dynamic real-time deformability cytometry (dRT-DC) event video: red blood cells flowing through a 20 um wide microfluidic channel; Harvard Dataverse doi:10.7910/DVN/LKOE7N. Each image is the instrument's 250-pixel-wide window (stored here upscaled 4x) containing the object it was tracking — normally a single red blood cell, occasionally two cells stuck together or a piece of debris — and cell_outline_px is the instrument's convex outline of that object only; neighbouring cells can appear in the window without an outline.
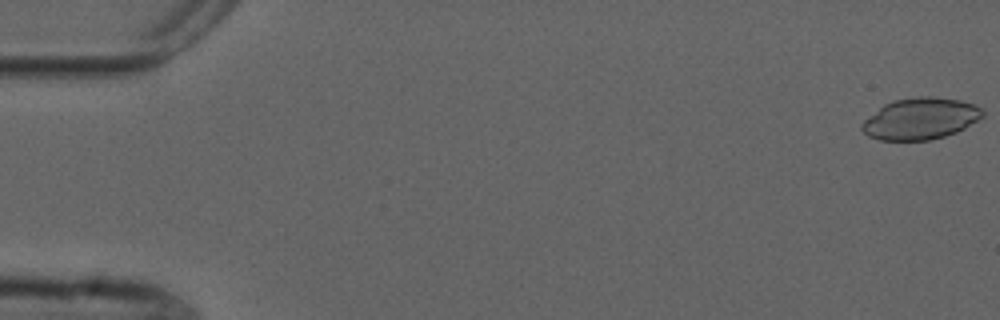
{"species": "common noctule bat (a hibernating species)", "species_latin": "Nyctalus noctula", "temperature_condition": "cold", "stored_images_in_passage": 21, "camera_frame_rate_fps": 3000, "um_per_image_px": 0.085, "animal": {"sex": "male", "forearm_length_mm": 52.5}, "frame": {"image": 1, "passage_image": 1, "time_ms": 0.0, "image_size_px": [1000, 320], "cell_outline_px": [[984, 116], [964, 128], [956, 132], [944, 136], [928, 140], [880, 140], [868, 136], [860, 128], [860, 124], [864, 120], [884, 104], [896, 100], [920, 96], [932, 96], [960, 100], [976, 104], [984, 112]], "centroid_in_image_um": [78.24, 10.08], "position_along_channel_um": 6.8, "area_um2": 29.13}}
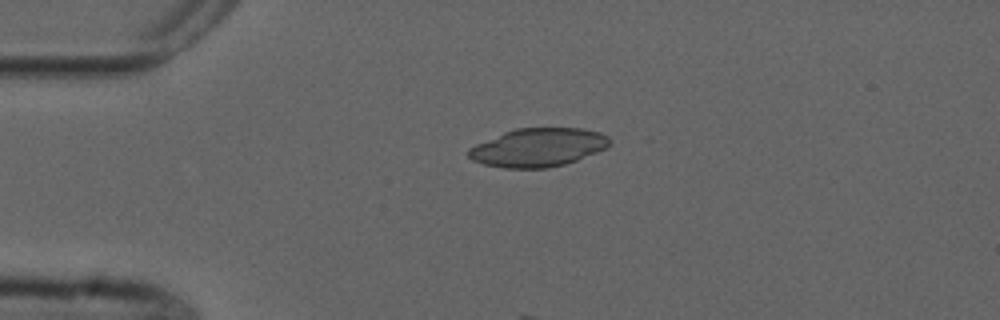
{"frame": {"image": 2, "passage_image": 13, "time_ms": 4.0, "image_size_px": [1000, 320], "cell_outline_px": [[612, 144], [596, 152], [576, 160], [564, 164], [548, 168], [504, 168], [484, 164], [472, 160], [468, 156], [468, 148], [476, 144], [504, 132], [516, 128], [580, 128], [600, 132], [608, 136], [612, 140]], "centroid_in_image_um": [45.74, 12.53], "position_along_channel_um": 39.3, "area_um2": 31.56}}